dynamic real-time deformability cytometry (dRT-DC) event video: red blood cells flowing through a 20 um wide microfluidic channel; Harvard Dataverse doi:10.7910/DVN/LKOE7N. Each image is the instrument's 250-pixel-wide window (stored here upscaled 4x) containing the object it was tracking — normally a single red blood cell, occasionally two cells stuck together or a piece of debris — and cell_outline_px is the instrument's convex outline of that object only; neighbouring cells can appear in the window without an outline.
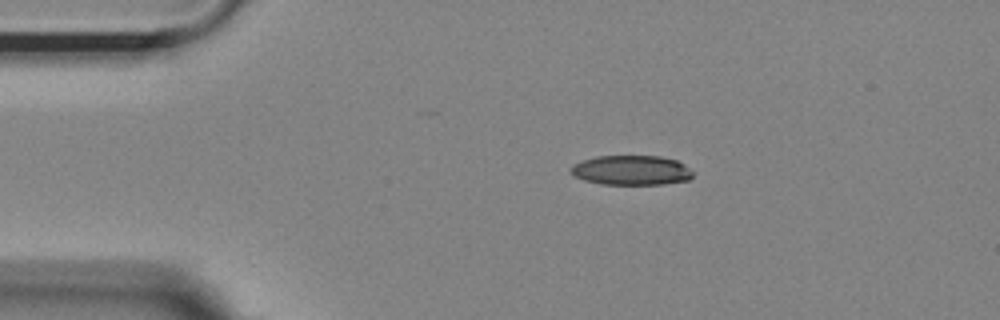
{"species": "Egyptian fruit bat (a non-hibernating species)", "species_latin": "Rousettus aegyptiacus", "temperature_condition": "room temperature", "stored_images_in_passage": 45, "camera_frame_rate_fps": 3000, "um_per_image_px": 0.085, "animal": {"sex": "female"}, "frame": {"image": 1, "passage_image": 1, "time_ms": 0.0, "image_size_px": [1000, 320], "cell_outline_px": [[692, 176], [688, 180], [664, 184], [600, 184], [584, 180], [576, 176], [572, 172], [572, 164], [580, 160], [596, 156], [660, 156], [676, 160], [684, 164], [692, 172]], "centroid_in_image_um": [53.65, 14.46], "position_along_channel_um": 31.3, "area_um2": 21.04}}
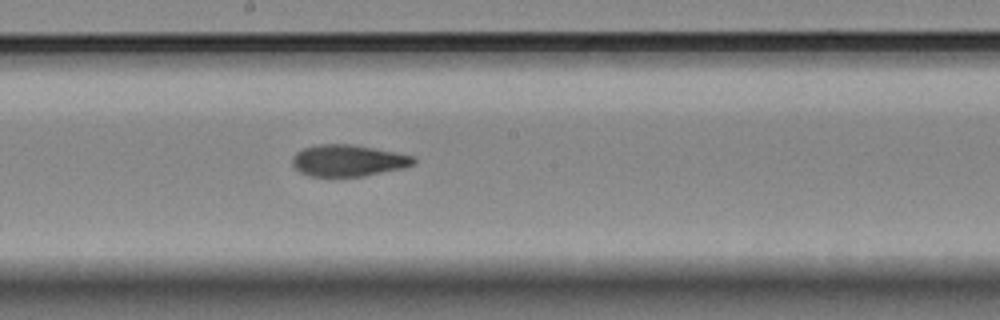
{"frame": {"image": 2, "passage_image": 20, "time_ms": 6.333, "image_size_px": [1000, 320], "cell_outline_px": [[416, 160], [412, 164], [404, 168], [364, 176], [308, 176], [300, 172], [292, 164], [292, 156], [296, 152], [304, 148], [316, 144], [352, 144], [396, 152], [416, 156]], "centroid_in_image_um": [29.59, 13.64], "position_along_channel_um": 218.6, "area_um2": 22.43}}
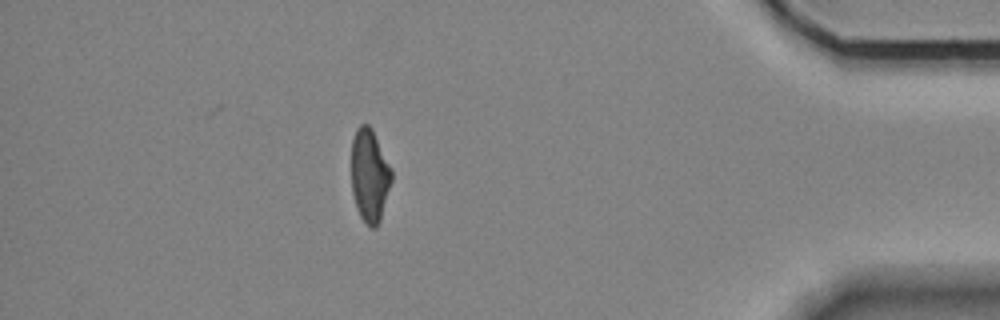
{"frame": {"image": 3, "passage_image": 39, "time_ms": 12.667, "image_size_px": [1000, 320], "cell_outline_px": [[392, 180], [380, 220], [376, 228], [372, 228], [360, 216], [352, 192], [352, 140], [356, 128], [360, 124], [368, 124], [372, 128], [392, 168]], "centroid_in_image_um": [31.43, 14.87], "position_along_channel_um": 403.8, "area_um2": 21.73}, "authors_computed_cell_mechanics": {"area_um2": 22.7154, "velocity_mm_per_s": 3.6279, "shape_relaxation_time_tau1_ms": 7.7265, "shape_relaxation_time_tau2_ms": 2.9224, "deformation_change_tau1": 0.2029, "deformation_change_tau2": 0.1024}}